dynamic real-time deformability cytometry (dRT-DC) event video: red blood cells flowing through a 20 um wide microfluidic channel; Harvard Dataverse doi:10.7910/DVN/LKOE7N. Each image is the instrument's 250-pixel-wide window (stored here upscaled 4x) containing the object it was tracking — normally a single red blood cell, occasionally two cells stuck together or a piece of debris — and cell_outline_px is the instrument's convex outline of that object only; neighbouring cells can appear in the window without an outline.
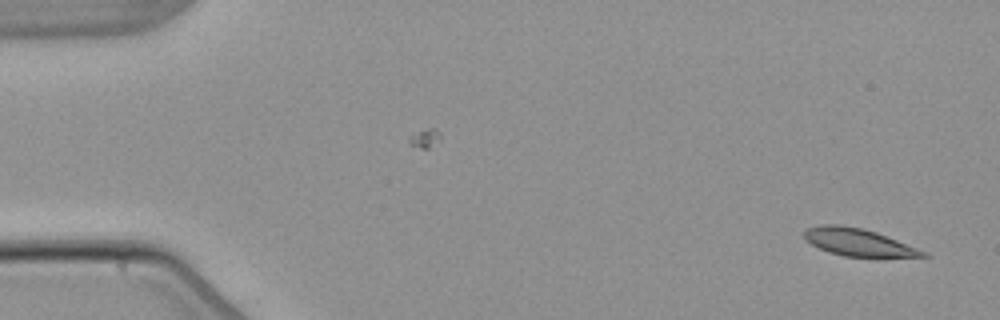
{"species": "common noctule bat (a hibernating species)", "species_latin": "Nyctalus noctula", "temperature_condition": "warm", "stored_images_in_passage": 4, "camera_frame_rate_fps": 3000, "um_per_image_px": 0.085, "animal": {"sex": "male", "body_mass_g": 21.5, "forearm_length_mm": 52.0}, "frame": {"image": 1, "passage_image": 4, "time_ms": 3.667, "image_size_px": [1000, 320], "cell_outline_px": [[932, 256], [844, 256], [828, 252], [804, 240], [804, 232], [808, 228], [820, 224], [840, 224], [864, 228], [876, 232], [928, 252]], "centroid_in_image_um": [72.92, 20.57], "position_along_channel_um": 12.1, "area_um2": 18.79}}